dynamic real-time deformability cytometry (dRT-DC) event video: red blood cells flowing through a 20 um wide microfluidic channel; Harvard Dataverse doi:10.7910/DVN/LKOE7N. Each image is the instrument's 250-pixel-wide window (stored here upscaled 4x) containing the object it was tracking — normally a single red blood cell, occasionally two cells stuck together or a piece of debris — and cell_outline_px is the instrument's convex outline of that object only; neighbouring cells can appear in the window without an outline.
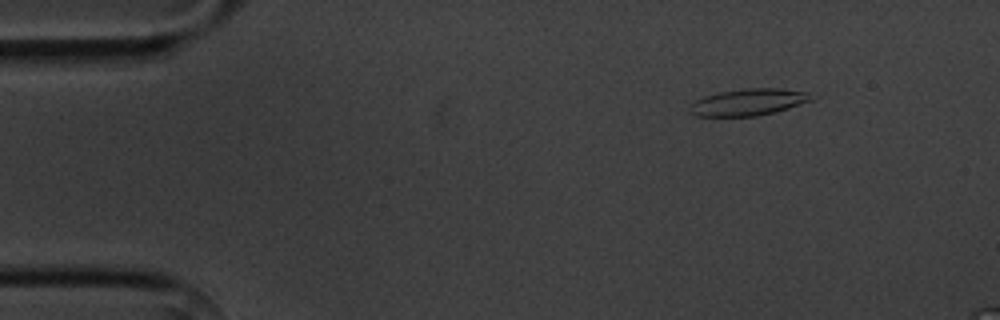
{"species": "common noctule bat (a hibernating species)", "species_latin": "Nyctalus noctula", "temperature_condition": "cold", "stored_images_in_passage": 4, "camera_frame_rate_fps": 3000, "um_per_image_px": 0.085, "animal": {"sex": "male", "body_mass_g": 20.1, "forearm_length_mm": 53.5}, "frame": {"image": 1, "passage_image": 1, "time_ms": 0.0, "image_size_px": [1000, 320], "cell_outline_px": [[812, 100], [788, 108], [756, 116], [696, 116], [688, 112], [688, 108], [696, 100], [704, 96], [720, 92], [744, 88], [776, 88], [808, 92]], "centroid_in_image_um": [63.55, 8.68], "position_along_channel_um": 21.4, "area_um2": 18.73}}